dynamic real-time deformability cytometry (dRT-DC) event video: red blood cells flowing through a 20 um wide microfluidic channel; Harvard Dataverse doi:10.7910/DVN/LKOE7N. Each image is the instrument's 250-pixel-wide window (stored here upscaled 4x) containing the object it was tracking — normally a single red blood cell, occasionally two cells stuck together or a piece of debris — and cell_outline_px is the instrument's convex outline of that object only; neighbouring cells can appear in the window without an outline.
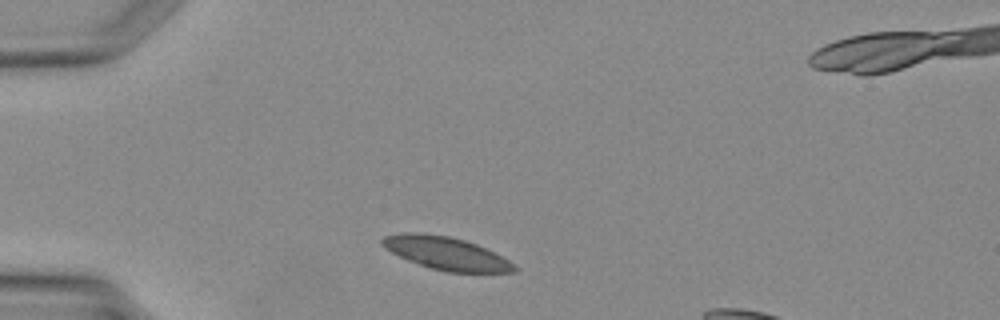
{"species": "Egyptian fruit bat (a non-hibernating species)", "species_latin": "Rousettus aegyptiacus", "temperature_condition": "warm", "stored_images_in_passage": 2, "camera_frame_rate_fps": 3000, "um_per_image_px": 0.085, "animal": {"sex": "female"}, "frame": {"image": 1, "passage_image": 2, "time_ms": 1.333, "image_size_px": [1000, 320], "cell_outline_px": [[516, 272], [448, 272], [432, 268], [408, 260], [384, 248], [380, 244], [380, 240], [384, 236], [404, 232], [420, 232], [448, 236], [464, 240], [476, 244], [508, 260], [516, 268]], "centroid_in_image_um": [37.86, 21.51], "position_along_channel_um": 47.1, "area_um2": 24.91}}